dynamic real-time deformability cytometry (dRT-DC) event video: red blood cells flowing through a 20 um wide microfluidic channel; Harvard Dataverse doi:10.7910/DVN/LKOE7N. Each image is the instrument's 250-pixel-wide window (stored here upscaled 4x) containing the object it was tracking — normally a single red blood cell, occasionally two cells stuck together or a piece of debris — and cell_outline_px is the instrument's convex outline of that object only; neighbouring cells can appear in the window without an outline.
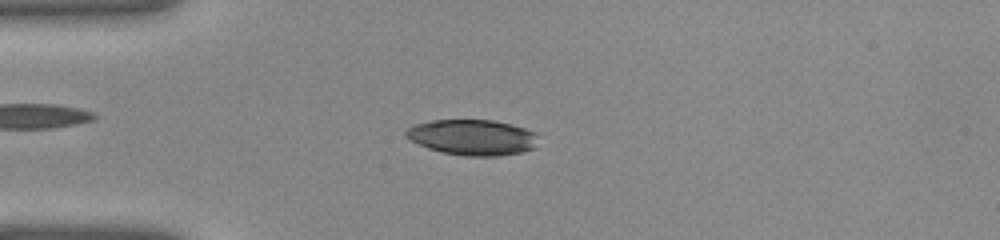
{"species": "common noctule bat (a hibernating species)", "species_latin": "Nyctalus noctula", "temperature_condition": "warm", "stored_images_in_passage": 40, "camera_frame_rate_fps": 3000, "um_per_image_px": 0.085, "animal": {"sex": "female", "body_mass_g": 22.0, "forearm_length_mm": 56.7}, "frame": {"image": 1, "passage_image": 10, "time_ms": 3.0, "image_size_px": [1000, 240], "cell_outline_px": [[536, 148], [520, 152], [496, 156], [464, 156], [444, 152], [428, 148], [404, 136], [404, 132], [412, 124], [432, 120], [492, 120], [524, 128], [532, 132], [536, 136]], "centroid_in_image_um": [40.12, 11.67], "position_along_channel_um": 44.9, "area_um2": 27.22}}
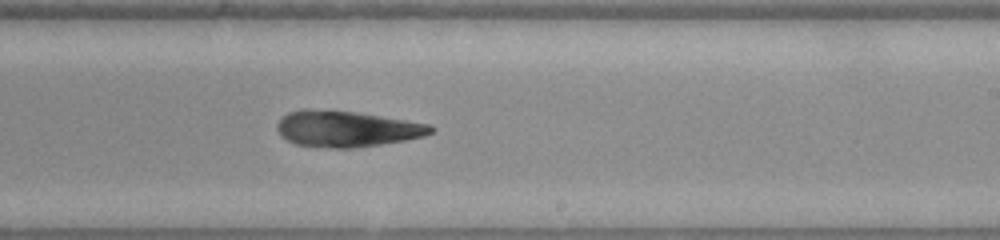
{"frame": {"image": 2, "passage_image": 24, "time_ms": 7.667, "image_size_px": [1000, 240], "cell_outline_px": [[436, 128], [432, 132], [424, 136], [408, 140], [352, 148], [328, 148], [296, 144], [280, 136], [276, 128], [276, 124], [288, 112], [304, 108], [312, 108], [352, 112], [380, 116], [428, 124]], "centroid_in_image_um": [29.43, 10.95], "position_along_channel_um": 259.6, "area_um2": 32.19}}
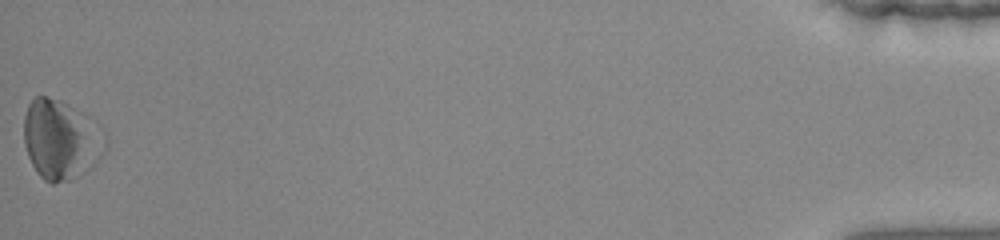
{"frame": {"image": 3, "passage_image": 40, "time_ms": 13.0, "image_size_px": [1000, 240], "cell_outline_px": [[84, 172], [80, 176], [68, 180], [52, 184], [44, 180], [36, 172], [28, 156], [24, 144], [24, 116], [28, 104], [36, 96], [44, 96], [60, 100], [68, 104], [80, 112], [84, 136]], "centroid_in_image_um": [4.61, 11.85], "position_along_channel_um": 430.6, "area_um2": 31.33}}